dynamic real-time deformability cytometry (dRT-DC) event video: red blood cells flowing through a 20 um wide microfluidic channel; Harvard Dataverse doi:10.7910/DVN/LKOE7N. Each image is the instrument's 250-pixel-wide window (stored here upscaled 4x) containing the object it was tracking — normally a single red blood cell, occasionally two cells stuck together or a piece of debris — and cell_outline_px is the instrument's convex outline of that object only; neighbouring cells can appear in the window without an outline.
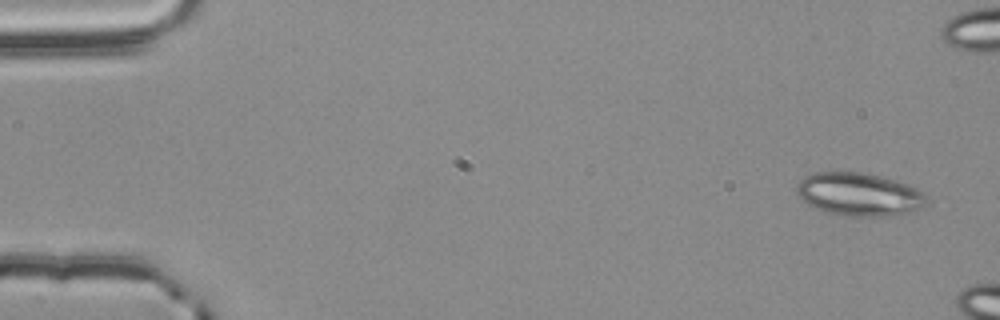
{"species": "common noctule bat (a hibernating species)", "species_latin": "Nyctalus noctula", "temperature_condition": "room temperature", "stored_images_in_passage": 3, "camera_frame_rate_fps": 3000, "um_per_image_px": 0.085, "animal": {"sex": "male", "body_mass_g": 20.4}, "frame": {"image": 1, "passage_image": 1, "time_ms": 0.0, "image_size_px": [1000, 320], "cell_outline_px": [[932, 204], [908, 212], [888, 216], [852, 216], [824, 212], [808, 204], [796, 192], [796, 184], [804, 176], [812, 172], [864, 172], [896, 180], [908, 184], [924, 192], [928, 196]], "centroid_in_image_um": [73.07, 16.51], "position_along_channel_um": 11.9, "area_um2": 33.0}}